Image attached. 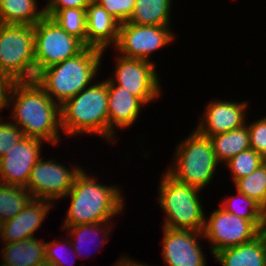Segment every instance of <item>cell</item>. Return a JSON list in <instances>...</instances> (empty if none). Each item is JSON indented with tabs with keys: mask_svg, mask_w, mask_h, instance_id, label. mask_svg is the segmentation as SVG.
<instances>
[{
	"mask_svg": "<svg viewBox=\"0 0 266 266\" xmlns=\"http://www.w3.org/2000/svg\"><path fill=\"white\" fill-rule=\"evenodd\" d=\"M234 188L253 199L266 211V161L251 174L238 179Z\"/></svg>",
	"mask_w": 266,
	"mask_h": 266,
	"instance_id": "27",
	"label": "cell"
},
{
	"mask_svg": "<svg viewBox=\"0 0 266 266\" xmlns=\"http://www.w3.org/2000/svg\"><path fill=\"white\" fill-rule=\"evenodd\" d=\"M146 105L124 87L108 84V119L109 143L116 144L119 140L118 130L125 131L137 124V119ZM127 128V129H126ZM118 129V130H117ZM117 132V133H116Z\"/></svg>",
	"mask_w": 266,
	"mask_h": 266,
	"instance_id": "16",
	"label": "cell"
},
{
	"mask_svg": "<svg viewBox=\"0 0 266 266\" xmlns=\"http://www.w3.org/2000/svg\"><path fill=\"white\" fill-rule=\"evenodd\" d=\"M0 118V158L9 152L24 135L12 121Z\"/></svg>",
	"mask_w": 266,
	"mask_h": 266,
	"instance_id": "32",
	"label": "cell"
},
{
	"mask_svg": "<svg viewBox=\"0 0 266 266\" xmlns=\"http://www.w3.org/2000/svg\"><path fill=\"white\" fill-rule=\"evenodd\" d=\"M2 229H3V222L0 220V239L2 235Z\"/></svg>",
	"mask_w": 266,
	"mask_h": 266,
	"instance_id": "38",
	"label": "cell"
},
{
	"mask_svg": "<svg viewBox=\"0 0 266 266\" xmlns=\"http://www.w3.org/2000/svg\"><path fill=\"white\" fill-rule=\"evenodd\" d=\"M213 257L221 266H266V233L251 242L222 249Z\"/></svg>",
	"mask_w": 266,
	"mask_h": 266,
	"instance_id": "19",
	"label": "cell"
},
{
	"mask_svg": "<svg viewBox=\"0 0 266 266\" xmlns=\"http://www.w3.org/2000/svg\"><path fill=\"white\" fill-rule=\"evenodd\" d=\"M38 0H0V23L34 26L45 16Z\"/></svg>",
	"mask_w": 266,
	"mask_h": 266,
	"instance_id": "22",
	"label": "cell"
},
{
	"mask_svg": "<svg viewBox=\"0 0 266 266\" xmlns=\"http://www.w3.org/2000/svg\"><path fill=\"white\" fill-rule=\"evenodd\" d=\"M265 161L266 159L260 154L249 148L231 158L224 164V167L230 171V179H232L231 181L234 184L238 179L251 174Z\"/></svg>",
	"mask_w": 266,
	"mask_h": 266,
	"instance_id": "28",
	"label": "cell"
},
{
	"mask_svg": "<svg viewBox=\"0 0 266 266\" xmlns=\"http://www.w3.org/2000/svg\"><path fill=\"white\" fill-rule=\"evenodd\" d=\"M162 175L156 197L165 215L161 227L203 232L206 213L202 190L179 182L166 170Z\"/></svg>",
	"mask_w": 266,
	"mask_h": 266,
	"instance_id": "5",
	"label": "cell"
},
{
	"mask_svg": "<svg viewBox=\"0 0 266 266\" xmlns=\"http://www.w3.org/2000/svg\"><path fill=\"white\" fill-rule=\"evenodd\" d=\"M93 0H45V16L53 17L60 9L79 8L86 9V7Z\"/></svg>",
	"mask_w": 266,
	"mask_h": 266,
	"instance_id": "34",
	"label": "cell"
},
{
	"mask_svg": "<svg viewBox=\"0 0 266 266\" xmlns=\"http://www.w3.org/2000/svg\"><path fill=\"white\" fill-rule=\"evenodd\" d=\"M56 205L49 200L32 199L14 218L3 223L0 243L36 237L34 234L43 226L50 210Z\"/></svg>",
	"mask_w": 266,
	"mask_h": 266,
	"instance_id": "17",
	"label": "cell"
},
{
	"mask_svg": "<svg viewBox=\"0 0 266 266\" xmlns=\"http://www.w3.org/2000/svg\"><path fill=\"white\" fill-rule=\"evenodd\" d=\"M235 195L225 196L219 205L229 213L246 220H266V211L253 199L235 189Z\"/></svg>",
	"mask_w": 266,
	"mask_h": 266,
	"instance_id": "26",
	"label": "cell"
},
{
	"mask_svg": "<svg viewBox=\"0 0 266 266\" xmlns=\"http://www.w3.org/2000/svg\"><path fill=\"white\" fill-rule=\"evenodd\" d=\"M113 225L114 222H100L92 224H80L73 227H61V229L67 232L66 235H68L75 251L74 257L81 258L85 256L84 253H87V257H90V255H92L88 252L89 247L92 246L89 245L90 243L95 244V246L98 243L97 251H99L101 247H104V245L108 243L109 238H111L110 234L113 231ZM98 238L100 239V241L98 240ZM96 239L98 240V242L96 241Z\"/></svg>",
	"mask_w": 266,
	"mask_h": 266,
	"instance_id": "21",
	"label": "cell"
},
{
	"mask_svg": "<svg viewBox=\"0 0 266 266\" xmlns=\"http://www.w3.org/2000/svg\"><path fill=\"white\" fill-rule=\"evenodd\" d=\"M32 199L25 187L0 183V220L14 218Z\"/></svg>",
	"mask_w": 266,
	"mask_h": 266,
	"instance_id": "25",
	"label": "cell"
},
{
	"mask_svg": "<svg viewBox=\"0 0 266 266\" xmlns=\"http://www.w3.org/2000/svg\"><path fill=\"white\" fill-rule=\"evenodd\" d=\"M173 3L174 0H136L134 11L126 22L136 25L173 26Z\"/></svg>",
	"mask_w": 266,
	"mask_h": 266,
	"instance_id": "23",
	"label": "cell"
},
{
	"mask_svg": "<svg viewBox=\"0 0 266 266\" xmlns=\"http://www.w3.org/2000/svg\"><path fill=\"white\" fill-rule=\"evenodd\" d=\"M120 24L132 15L136 0H95Z\"/></svg>",
	"mask_w": 266,
	"mask_h": 266,
	"instance_id": "33",
	"label": "cell"
},
{
	"mask_svg": "<svg viewBox=\"0 0 266 266\" xmlns=\"http://www.w3.org/2000/svg\"><path fill=\"white\" fill-rule=\"evenodd\" d=\"M68 34L80 39L86 46V11L79 8L60 9L53 17Z\"/></svg>",
	"mask_w": 266,
	"mask_h": 266,
	"instance_id": "29",
	"label": "cell"
},
{
	"mask_svg": "<svg viewBox=\"0 0 266 266\" xmlns=\"http://www.w3.org/2000/svg\"><path fill=\"white\" fill-rule=\"evenodd\" d=\"M102 53L99 49L86 47L77 56L43 69L36 81L61 106L99 77L104 61Z\"/></svg>",
	"mask_w": 266,
	"mask_h": 266,
	"instance_id": "4",
	"label": "cell"
},
{
	"mask_svg": "<svg viewBox=\"0 0 266 266\" xmlns=\"http://www.w3.org/2000/svg\"><path fill=\"white\" fill-rule=\"evenodd\" d=\"M85 167L77 174L70 191L61 200L69 198L68 210L61 227L80 224L112 222L124 213L126 199L118 184H105L89 174ZM121 189V190H120Z\"/></svg>",
	"mask_w": 266,
	"mask_h": 266,
	"instance_id": "2",
	"label": "cell"
},
{
	"mask_svg": "<svg viewBox=\"0 0 266 266\" xmlns=\"http://www.w3.org/2000/svg\"><path fill=\"white\" fill-rule=\"evenodd\" d=\"M45 254H46V262H49L55 266H68L69 265L67 263L68 262L67 260L69 258L68 254L74 256L75 251L73 249V245L69 237L66 235L63 239L59 238L58 240H56L55 238V240L53 239L49 243L47 241ZM74 261H76L75 258H74ZM71 263L73 264V260ZM72 264L69 266H72Z\"/></svg>",
	"mask_w": 266,
	"mask_h": 266,
	"instance_id": "30",
	"label": "cell"
},
{
	"mask_svg": "<svg viewBox=\"0 0 266 266\" xmlns=\"http://www.w3.org/2000/svg\"><path fill=\"white\" fill-rule=\"evenodd\" d=\"M111 266H150V265H148L147 263L145 264L144 262L142 263V261L140 262L139 260H136L130 257L129 255L126 256L125 254H123L122 256H120V258H118V260H116L114 265Z\"/></svg>",
	"mask_w": 266,
	"mask_h": 266,
	"instance_id": "36",
	"label": "cell"
},
{
	"mask_svg": "<svg viewBox=\"0 0 266 266\" xmlns=\"http://www.w3.org/2000/svg\"><path fill=\"white\" fill-rule=\"evenodd\" d=\"M43 143L40 139L26 136L19 140L0 158V183L26 187L32 168L44 156Z\"/></svg>",
	"mask_w": 266,
	"mask_h": 266,
	"instance_id": "15",
	"label": "cell"
},
{
	"mask_svg": "<svg viewBox=\"0 0 266 266\" xmlns=\"http://www.w3.org/2000/svg\"><path fill=\"white\" fill-rule=\"evenodd\" d=\"M209 138L213 144L217 161L223 166L240 152L251 148L247 122L235 130H230Z\"/></svg>",
	"mask_w": 266,
	"mask_h": 266,
	"instance_id": "24",
	"label": "cell"
},
{
	"mask_svg": "<svg viewBox=\"0 0 266 266\" xmlns=\"http://www.w3.org/2000/svg\"><path fill=\"white\" fill-rule=\"evenodd\" d=\"M250 147L266 159V114L260 119L247 121Z\"/></svg>",
	"mask_w": 266,
	"mask_h": 266,
	"instance_id": "31",
	"label": "cell"
},
{
	"mask_svg": "<svg viewBox=\"0 0 266 266\" xmlns=\"http://www.w3.org/2000/svg\"><path fill=\"white\" fill-rule=\"evenodd\" d=\"M98 78L60 106L61 128L67 138L98 136L109 144L108 82Z\"/></svg>",
	"mask_w": 266,
	"mask_h": 266,
	"instance_id": "3",
	"label": "cell"
},
{
	"mask_svg": "<svg viewBox=\"0 0 266 266\" xmlns=\"http://www.w3.org/2000/svg\"><path fill=\"white\" fill-rule=\"evenodd\" d=\"M10 83L9 80L0 76V118L4 117L1 113L6 109V96Z\"/></svg>",
	"mask_w": 266,
	"mask_h": 266,
	"instance_id": "35",
	"label": "cell"
},
{
	"mask_svg": "<svg viewBox=\"0 0 266 266\" xmlns=\"http://www.w3.org/2000/svg\"><path fill=\"white\" fill-rule=\"evenodd\" d=\"M38 266H55V265H53V264H51L49 262H44V263H42V264H40Z\"/></svg>",
	"mask_w": 266,
	"mask_h": 266,
	"instance_id": "37",
	"label": "cell"
},
{
	"mask_svg": "<svg viewBox=\"0 0 266 266\" xmlns=\"http://www.w3.org/2000/svg\"><path fill=\"white\" fill-rule=\"evenodd\" d=\"M266 220H246L224 210L220 205L205 215L203 236L213 256L218 251L251 242L265 230Z\"/></svg>",
	"mask_w": 266,
	"mask_h": 266,
	"instance_id": "8",
	"label": "cell"
},
{
	"mask_svg": "<svg viewBox=\"0 0 266 266\" xmlns=\"http://www.w3.org/2000/svg\"><path fill=\"white\" fill-rule=\"evenodd\" d=\"M174 26L136 25L124 22L119 25L118 39L113 47L115 53L125 58L149 62L153 54L169 47L175 41Z\"/></svg>",
	"mask_w": 266,
	"mask_h": 266,
	"instance_id": "11",
	"label": "cell"
},
{
	"mask_svg": "<svg viewBox=\"0 0 266 266\" xmlns=\"http://www.w3.org/2000/svg\"><path fill=\"white\" fill-rule=\"evenodd\" d=\"M34 48L37 77L43 69L77 56L86 46L54 19L44 16L34 25Z\"/></svg>",
	"mask_w": 266,
	"mask_h": 266,
	"instance_id": "9",
	"label": "cell"
},
{
	"mask_svg": "<svg viewBox=\"0 0 266 266\" xmlns=\"http://www.w3.org/2000/svg\"><path fill=\"white\" fill-rule=\"evenodd\" d=\"M86 11V47L103 51L102 55L113 48L118 39L120 23L100 4L93 0Z\"/></svg>",
	"mask_w": 266,
	"mask_h": 266,
	"instance_id": "18",
	"label": "cell"
},
{
	"mask_svg": "<svg viewBox=\"0 0 266 266\" xmlns=\"http://www.w3.org/2000/svg\"><path fill=\"white\" fill-rule=\"evenodd\" d=\"M8 108L11 121L24 136L40 139L55 148L62 142L60 105L36 80L11 82L6 96Z\"/></svg>",
	"mask_w": 266,
	"mask_h": 266,
	"instance_id": "1",
	"label": "cell"
},
{
	"mask_svg": "<svg viewBox=\"0 0 266 266\" xmlns=\"http://www.w3.org/2000/svg\"><path fill=\"white\" fill-rule=\"evenodd\" d=\"M238 101L218 100L217 97L209 100L194 129L205 137H212L243 126L251 106L248 101Z\"/></svg>",
	"mask_w": 266,
	"mask_h": 266,
	"instance_id": "13",
	"label": "cell"
},
{
	"mask_svg": "<svg viewBox=\"0 0 266 266\" xmlns=\"http://www.w3.org/2000/svg\"><path fill=\"white\" fill-rule=\"evenodd\" d=\"M0 76L10 82L36 80L34 26L0 23Z\"/></svg>",
	"mask_w": 266,
	"mask_h": 266,
	"instance_id": "7",
	"label": "cell"
},
{
	"mask_svg": "<svg viewBox=\"0 0 266 266\" xmlns=\"http://www.w3.org/2000/svg\"><path fill=\"white\" fill-rule=\"evenodd\" d=\"M162 259L167 266H207L203 232L162 227ZM203 249V250H202Z\"/></svg>",
	"mask_w": 266,
	"mask_h": 266,
	"instance_id": "14",
	"label": "cell"
},
{
	"mask_svg": "<svg viewBox=\"0 0 266 266\" xmlns=\"http://www.w3.org/2000/svg\"><path fill=\"white\" fill-rule=\"evenodd\" d=\"M177 144L171 156L172 163L166 167V171L179 182L200 190L212 185L220 163L210 138L201 135L193 127V131Z\"/></svg>",
	"mask_w": 266,
	"mask_h": 266,
	"instance_id": "6",
	"label": "cell"
},
{
	"mask_svg": "<svg viewBox=\"0 0 266 266\" xmlns=\"http://www.w3.org/2000/svg\"><path fill=\"white\" fill-rule=\"evenodd\" d=\"M44 158L45 155L32 168L25 188L33 199L49 200L56 204L70 191L83 166H65L56 160L58 158Z\"/></svg>",
	"mask_w": 266,
	"mask_h": 266,
	"instance_id": "12",
	"label": "cell"
},
{
	"mask_svg": "<svg viewBox=\"0 0 266 266\" xmlns=\"http://www.w3.org/2000/svg\"><path fill=\"white\" fill-rule=\"evenodd\" d=\"M114 72L106 77L108 84L124 87L138 97L146 106L155 102L163 94V86L157 64L141 59L125 58L114 53Z\"/></svg>",
	"mask_w": 266,
	"mask_h": 266,
	"instance_id": "10",
	"label": "cell"
},
{
	"mask_svg": "<svg viewBox=\"0 0 266 266\" xmlns=\"http://www.w3.org/2000/svg\"><path fill=\"white\" fill-rule=\"evenodd\" d=\"M37 237L10 243H1L0 264L4 266H38L46 262V241Z\"/></svg>",
	"mask_w": 266,
	"mask_h": 266,
	"instance_id": "20",
	"label": "cell"
}]
</instances>
